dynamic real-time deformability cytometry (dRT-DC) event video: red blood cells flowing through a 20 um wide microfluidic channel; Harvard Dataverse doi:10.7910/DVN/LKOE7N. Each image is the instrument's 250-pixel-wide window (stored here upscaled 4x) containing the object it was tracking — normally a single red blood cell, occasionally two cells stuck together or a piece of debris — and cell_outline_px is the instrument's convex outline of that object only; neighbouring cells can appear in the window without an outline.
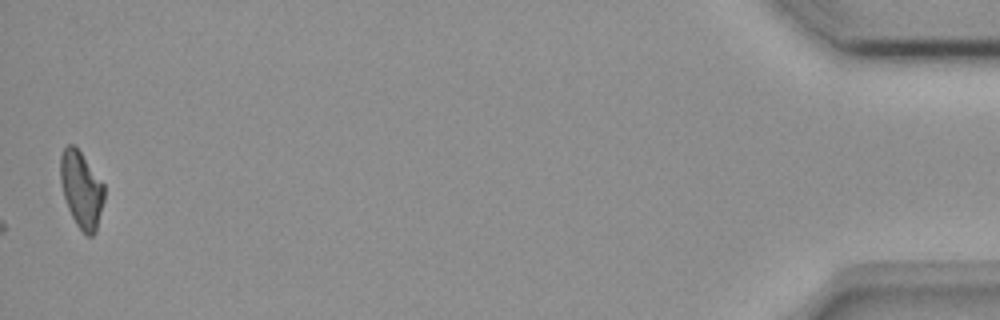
{"species": "common noctule bat (a hibernating species)", "species_latin": "Nyctalus noctula", "temperature_condition": "room temperature", "stored_images_in_passage": 48, "camera_frame_rate_fps": 3000, "um_per_image_px": 0.085, "animal": {"sex": "female", "body_mass_g": 18.4}, "frame": {"image": 1, "passage_image": 48, "time_ms": 15.667, "image_size_px": [1000, 320], "cell_outline_px": [[104, 200], [96, 232], [92, 236], [84, 236], [76, 224], [68, 208], [64, 196], [60, 180], [60, 156], [64, 148], [68, 144], [72, 144], [80, 152], [104, 184]], "centroid_in_image_um": [6.92, 16.15], "position_along_channel_um": 428.3, "area_um2": 19.48}}